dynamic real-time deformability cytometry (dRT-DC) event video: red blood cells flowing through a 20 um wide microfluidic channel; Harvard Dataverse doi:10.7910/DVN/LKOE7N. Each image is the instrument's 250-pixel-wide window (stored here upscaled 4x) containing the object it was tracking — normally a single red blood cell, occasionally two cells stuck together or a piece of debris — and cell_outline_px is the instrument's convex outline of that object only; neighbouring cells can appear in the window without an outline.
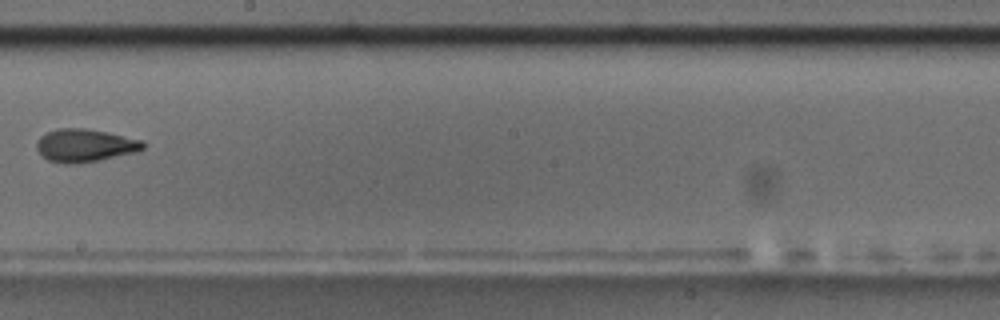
{"species": "common noctule bat (a hibernating species)", "species_latin": "Nyctalus noctula", "temperature_condition": "room temperature", "stored_images_in_passage": 10, "camera_frame_rate_fps": 3000, "um_per_image_px": 0.085, "animal": {"sex": "male", "body_mass_g": 17.5, "forearm_length_mm": 52.3}, "frame": {"image": 1, "passage_image": 9, "time_ms": 10.333, "image_size_px": [1000, 320], "cell_outline_px": [[144, 148], [136, 152], [100, 160], [80, 164], [64, 164], [48, 160], [40, 156], [36, 148], [36, 144], [40, 136], [56, 128], [88, 128], [108, 132], [144, 140]], "centroid_in_image_um": [7.2, 12.37], "position_along_channel_um": 241.0, "area_um2": 20.81}}
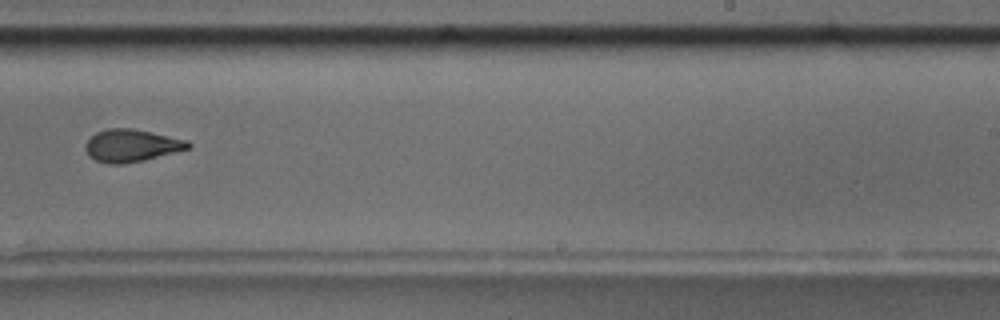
{"frame": {"image": 2, "passage_image": 10, "time_ms": 11.333, "image_size_px": [1000, 320], "cell_outline_px": [[192, 144], [188, 148], [144, 160], [120, 164], [108, 164], [96, 160], [88, 156], [84, 148], [84, 144], [96, 132], [108, 128], [132, 128], [152, 132], [188, 140]], "centroid_in_image_um": [11.14, 12.36], "position_along_channel_um": 277.9, "area_um2": 19.36}}